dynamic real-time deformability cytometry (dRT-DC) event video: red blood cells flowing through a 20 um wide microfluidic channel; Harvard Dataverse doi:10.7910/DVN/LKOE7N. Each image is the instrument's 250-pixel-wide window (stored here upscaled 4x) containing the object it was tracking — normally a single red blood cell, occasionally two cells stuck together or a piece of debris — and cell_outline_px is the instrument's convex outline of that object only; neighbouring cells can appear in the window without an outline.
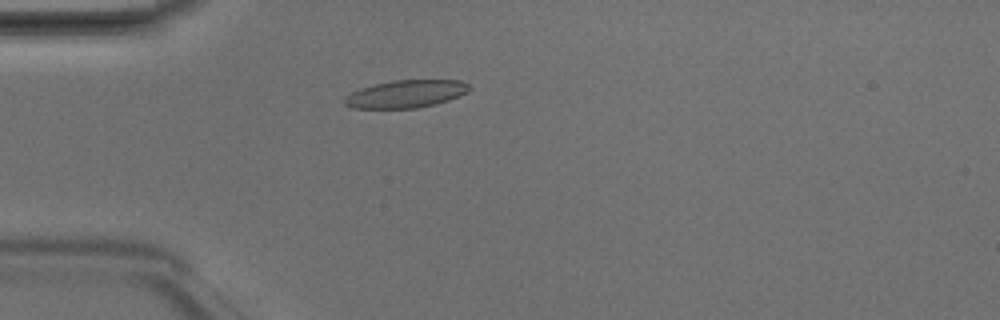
{"species": "Egyptian fruit bat (a non-hibernating species)", "species_latin": "Rousettus aegyptiacus", "temperature_condition": "room temperature", "stored_images_in_passage": 47, "camera_frame_rate_fps": 3000, "um_per_image_px": 0.085, "animal": {"sex": "male"}, "frame": {"image": 1, "passage_image": 12, "time_ms": 3.667, "image_size_px": [1000, 320], "cell_outline_px": [[472, 88], [468, 92], [448, 100], [436, 104], [416, 108], [352, 108], [344, 104], [344, 96], [360, 88], [392, 80], [460, 80], [468, 84]], "centroid_in_image_um": [34.5, 7.98], "position_along_channel_um": 50.5, "area_um2": 20.11}}
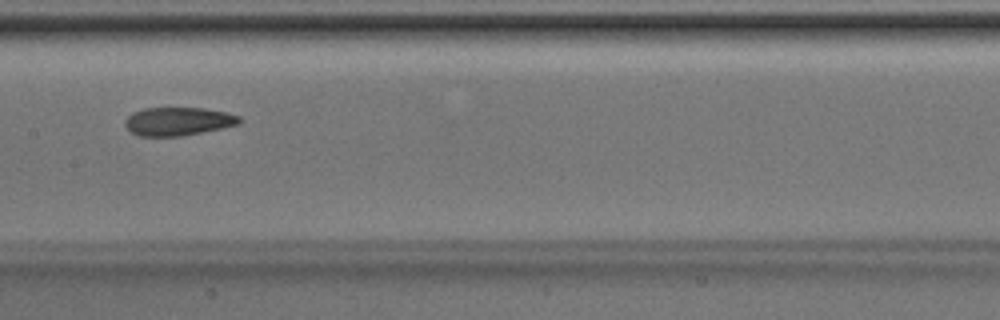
{"frame": {"image": 2, "passage_image": 23, "time_ms": 7.333, "image_size_px": [1000, 320], "cell_outline_px": [[240, 124], [224, 128], [180, 136], [136, 136], [124, 124], [124, 120], [132, 112], [144, 108], [204, 108], [228, 112], [240, 116]], "centroid_in_image_um": [15.15, 10.31], "position_along_channel_um": 192.3, "area_um2": 19.02}}
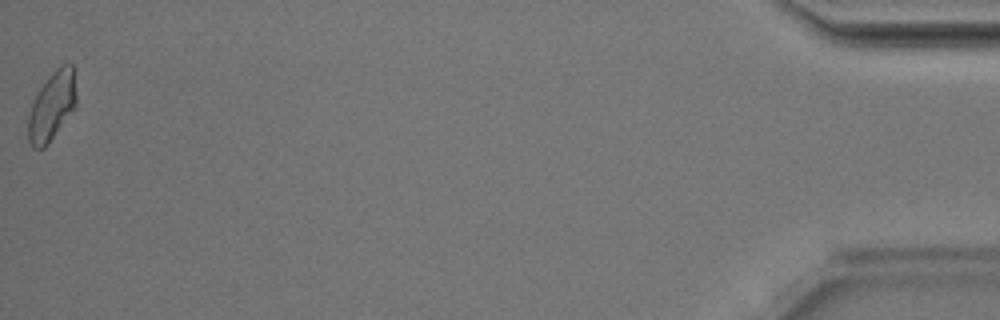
{"frame": {"image": 3, "passage_image": 47, "time_ms": 15.333, "image_size_px": [1000, 320], "cell_outline_px": [[76, 108], [48, 144], [44, 148], [32, 148], [28, 140], [28, 116], [32, 104], [40, 88], [48, 76], [56, 68], [64, 64], [72, 64], [76, 68]], "centroid_in_image_um": [4.45, 9.0], "position_along_channel_um": 430.7, "area_um2": 19.65}, "authors_computed_cell_mechanics": {"area_um2": 19.5942, "velocity_mm_per_s": 4.1904, "shape_relaxation_time_tau1_ms": 10.1616, "shape_relaxation_time_tau2_ms": 2.1008, "deformation_change_tau1": 0.2387, "deformation_change_tau2": 0.0834}}